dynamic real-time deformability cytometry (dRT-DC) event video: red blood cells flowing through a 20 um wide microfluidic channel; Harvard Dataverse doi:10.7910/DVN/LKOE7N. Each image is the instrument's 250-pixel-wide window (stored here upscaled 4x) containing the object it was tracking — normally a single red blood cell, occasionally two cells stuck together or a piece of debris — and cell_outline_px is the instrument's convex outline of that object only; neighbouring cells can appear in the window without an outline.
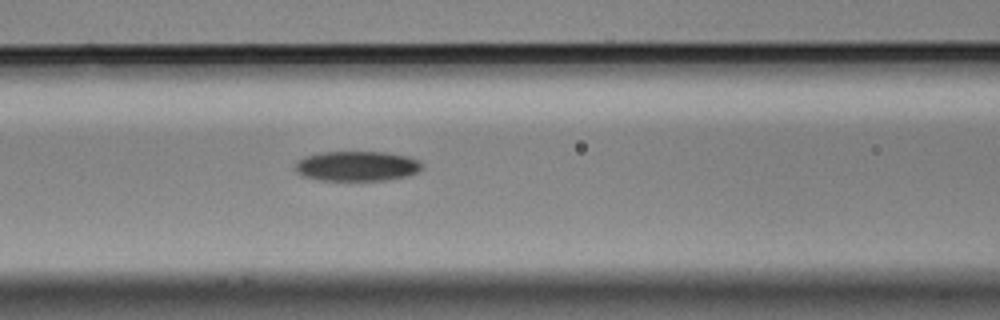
{"species": "Egyptian fruit bat (a non-hibernating species)", "species_latin": "Rousettus aegyptiacus", "temperature_condition": "cold", "stored_images_in_passage": 3, "camera_frame_rate_fps": 3000, "um_per_image_px": 0.085, "animal": {"sex": "male"}, "frame": {"image": 1, "passage_image": 3, "time_ms": 0.667, "image_size_px": [1000, 320], "cell_outline_px": [[420, 168], [416, 172], [408, 176], [384, 180], [320, 180], [300, 176], [296, 172], [296, 160], [304, 156], [320, 152], [384, 152], [408, 156], [416, 160], [420, 164]], "centroid_in_image_um": [30.26, 14.11], "position_along_channel_um": 136.3, "area_um2": 22.08}}